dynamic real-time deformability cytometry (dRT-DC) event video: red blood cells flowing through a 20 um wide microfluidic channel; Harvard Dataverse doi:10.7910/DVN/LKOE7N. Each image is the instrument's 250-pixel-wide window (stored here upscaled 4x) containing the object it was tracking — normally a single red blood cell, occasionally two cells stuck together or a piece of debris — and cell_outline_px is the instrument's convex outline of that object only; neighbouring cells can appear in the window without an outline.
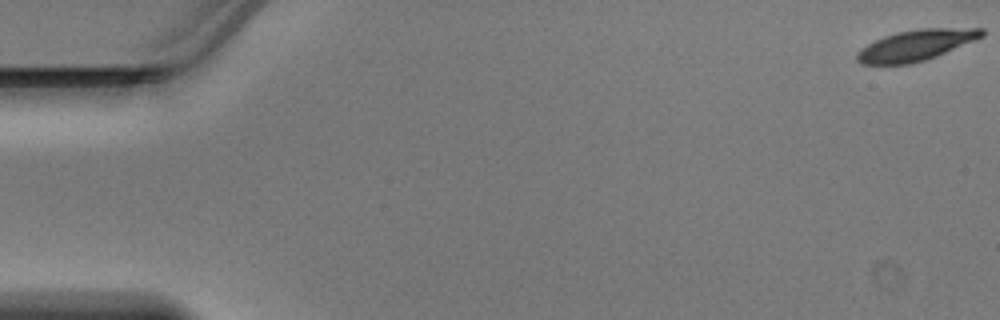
{"species": "Egyptian fruit bat (a non-hibernating species)", "species_latin": "Rousettus aegyptiacus", "temperature_condition": "warm", "stored_images_in_passage": 48, "camera_frame_rate_fps": 3000, "um_per_image_px": 0.085, "animal": {"sex": "male"}, "frame": {"image": 1, "passage_image": 1, "time_ms": 0.0, "image_size_px": [1000, 320], "cell_outline_px": [[984, 36], [936, 56], [912, 64], [860, 64], [856, 60], [856, 52], [860, 48], [884, 36], [896, 32], [920, 28], [984, 28]], "centroid_in_image_um": [77.83, 3.84], "position_along_channel_um": 7.2, "area_um2": 22.37}}
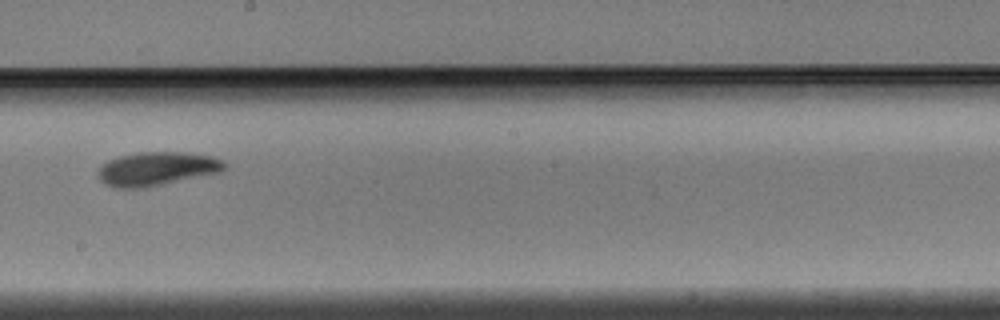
{"frame": {"image": 2, "passage_image": 28, "time_ms": 9.0, "image_size_px": [1000, 320], "cell_outline_px": [[228, 168], [220, 172], [164, 184], [144, 188], [116, 188], [104, 184], [96, 176], [96, 172], [108, 160], [120, 156], [136, 152], [184, 152], [212, 156], [224, 160], [228, 164]], "centroid_in_image_um": [13.34, 14.35], "position_along_channel_um": 234.9, "area_um2": 25.14}}
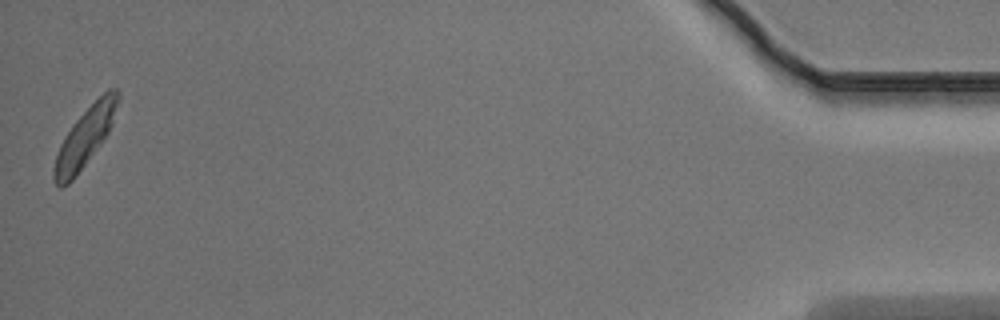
{"frame": {"image": 3, "passage_image": 48, "time_ms": 15.667, "image_size_px": [1000, 320], "cell_outline_px": [[120, 100], [112, 124], [104, 140], [76, 176], [68, 184], [60, 188], [52, 180], [52, 168], [60, 144], [64, 136], [72, 124], [108, 88], [116, 88], [120, 92]], "centroid_in_image_um": [7.22, 11.68], "position_along_channel_um": 428.0, "area_um2": 22.02}}